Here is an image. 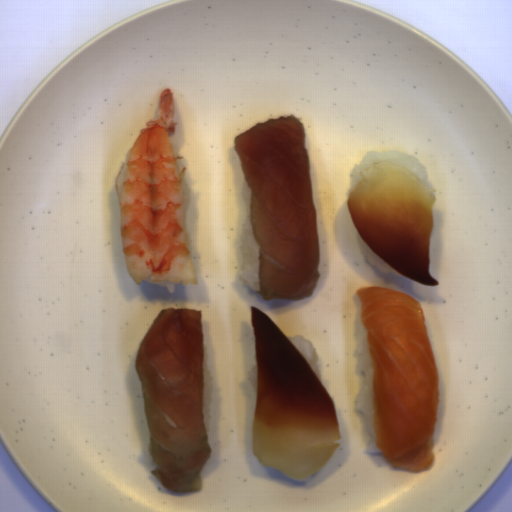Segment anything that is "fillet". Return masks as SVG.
I'll return each mask as SVG.
<instances>
[{"mask_svg":"<svg viewBox=\"0 0 512 512\" xmlns=\"http://www.w3.org/2000/svg\"><path fill=\"white\" fill-rule=\"evenodd\" d=\"M251 192L262 300L306 298L320 267L305 126L294 114L268 118L235 137Z\"/></svg>","mask_w":512,"mask_h":512,"instance_id":"25842a12","label":"fillet"},{"mask_svg":"<svg viewBox=\"0 0 512 512\" xmlns=\"http://www.w3.org/2000/svg\"><path fill=\"white\" fill-rule=\"evenodd\" d=\"M256 349L252 453L256 463L303 480L322 469L340 444L334 402L280 328L251 307Z\"/></svg>","mask_w":512,"mask_h":512,"instance_id":"f6d04758","label":"fillet"},{"mask_svg":"<svg viewBox=\"0 0 512 512\" xmlns=\"http://www.w3.org/2000/svg\"><path fill=\"white\" fill-rule=\"evenodd\" d=\"M204 361L201 310L184 307L160 310L135 357L146 449L156 466L151 474L176 493L201 487L200 471L211 455L203 416Z\"/></svg>","mask_w":512,"mask_h":512,"instance_id":"e495c32b","label":"fillet"},{"mask_svg":"<svg viewBox=\"0 0 512 512\" xmlns=\"http://www.w3.org/2000/svg\"><path fill=\"white\" fill-rule=\"evenodd\" d=\"M437 200L414 173L389 161L363 170L348 213L363 240L392 268L417 283L439 286L429 268Z\"/></svg>","mask_w":512,"mask_h":512,"instance_id":"f7120dc5","label":"fillet"},{"mask_svg":"<svg viewBox=\"0 0 512 512\" xmlns=\"http://www.w3.org/2000/svg\"><path fill=\"white\" fill-rule=\"evenodd\" d=\"M366 331L375 446L392 467L412 472L434 463L439 373L424 311L394 288H359Z\"/></svg>","mask_w":512,"mask_h":512,"instance_id":"e2c912f1","label":"fillet"}]
</instances>
